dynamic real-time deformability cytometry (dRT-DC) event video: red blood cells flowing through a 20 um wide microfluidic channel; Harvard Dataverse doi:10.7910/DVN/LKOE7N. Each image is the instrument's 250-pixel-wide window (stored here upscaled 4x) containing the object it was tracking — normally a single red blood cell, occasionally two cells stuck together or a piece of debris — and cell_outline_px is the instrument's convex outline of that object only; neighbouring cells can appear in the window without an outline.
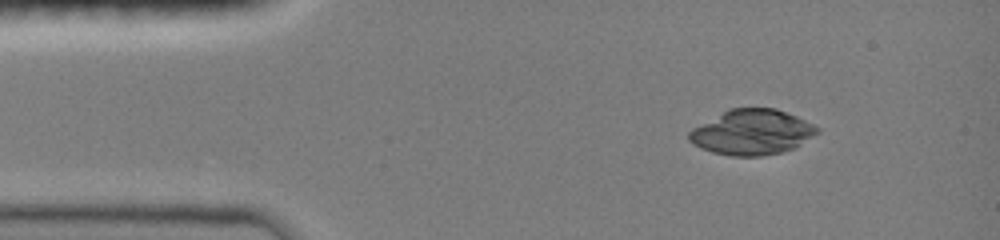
{"species": "common noctule bat (a hibernating species)", "species_latin": "Nyctalus noctula", "temperature_condition": "room temperature", "stored_images_in_passage": 47, "camera_frame_rate_fps": 3000, "um_per_image_px": 0.085, "animal": {"sex": "female", "body_mass_g": 19.0, "forearm_length_mm": 51.5}, "frame": {"image": 1, "passage_image": 6, "time_ms": 1.667, "image_size_px": [1000, 240], "cell_outline_px": [[820, 132], [792, 148], [780, 152], [760, 156], [732, 156], [712, 152], [700, 148], [692, 144], [688, 140], [688, 132], [692, 128], [728, 108], [776, 108], [796, 116], [820, 128]], "centroid_in_image_um": [63.87, 11.23], "position_along_channel_um": 21.1, "area_um2": 33.7}}